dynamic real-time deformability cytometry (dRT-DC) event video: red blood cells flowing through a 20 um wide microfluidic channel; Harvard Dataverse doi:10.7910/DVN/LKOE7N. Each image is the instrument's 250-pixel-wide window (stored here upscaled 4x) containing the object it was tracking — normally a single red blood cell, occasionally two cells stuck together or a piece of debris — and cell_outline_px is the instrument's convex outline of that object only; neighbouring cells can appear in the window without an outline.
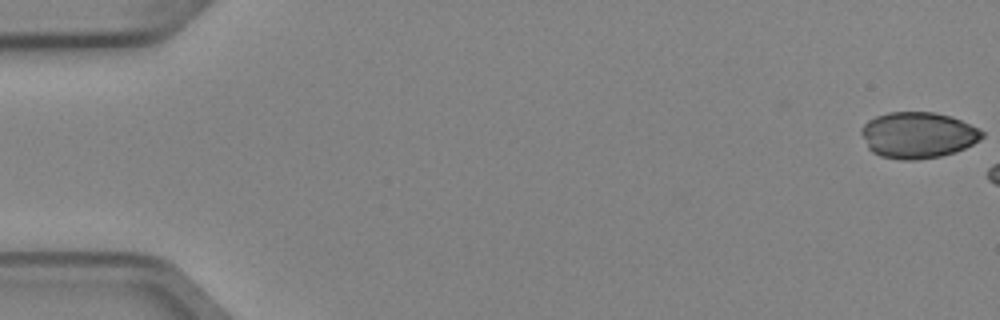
{"species": "Egyptian fruit bat (a non-hibernating species)", "species_latin": "Rousettus aegyptiacus", "temperature_condition": "cold", "stored_images_in_passage": 3, "camera_frame_rate_fps": 3000, "um_per_image_px": 0.085, "animal": {"sex": "female"}, "frame": {"image": 1, "passage_image": 1, "time_ms": 0.0, "image_size_px": [1000, 320], "cell_outline_px": [[984, 136], [980, 140], [956, 152], [940, 156], [916, 160], [900, 160], [880, 156], [872, 152], [868, 148], [860, 132], [860, 128], [868, 120], [876, 116], [888, 112], [932, 112], [948, 116], [960, 120], [980, 128], [984, 132]], "centroid_in_image_um": [78.01, 11.49], "position_along_channel_um": 7.0, "area_um2": 32.6}}